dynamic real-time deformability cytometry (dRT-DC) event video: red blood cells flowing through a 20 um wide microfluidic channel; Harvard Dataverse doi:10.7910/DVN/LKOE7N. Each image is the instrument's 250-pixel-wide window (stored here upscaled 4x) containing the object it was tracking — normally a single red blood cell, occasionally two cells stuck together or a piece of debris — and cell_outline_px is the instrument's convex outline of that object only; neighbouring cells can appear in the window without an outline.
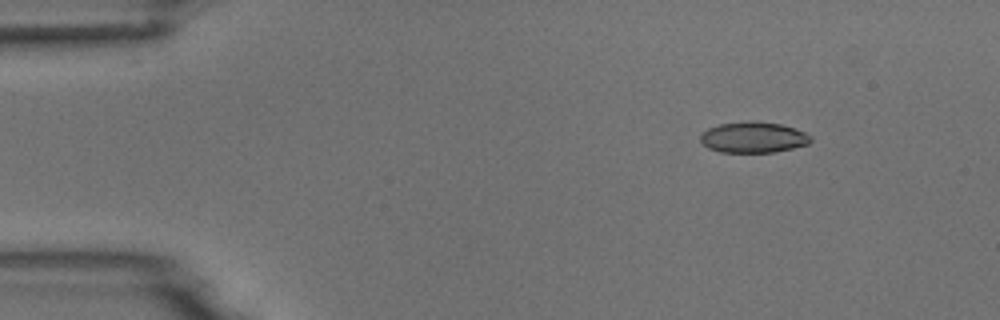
{"species": "common noctule bat (a hibernating species)", "species_latin": "Nyctalus noctula", "temperature_condition": "room temperature", "stored_images_in_passage": 5, "camera_frame_rate_fps": 3000, "um_per_image_px": 0.085, "animal": {"sex": "male", "body_mass_g": 18.8}, "frame": {"image": 1, "passage_image": 1, "time_ms": 0.0, "image_size_px": [1000, 320], "cell_outline_px": [[812, 140], [808, 144], [776, 152], [720, 152], [708, 148], [700, 140], [700, 136], [708, 128], [720, 124], [752, 120], [780, 124], [796, 128], [812, 136]], "centroid_in_image_um": [64.05, 11.67], "position_along_channel_um": 20.9, "area_um2": 19.88}}
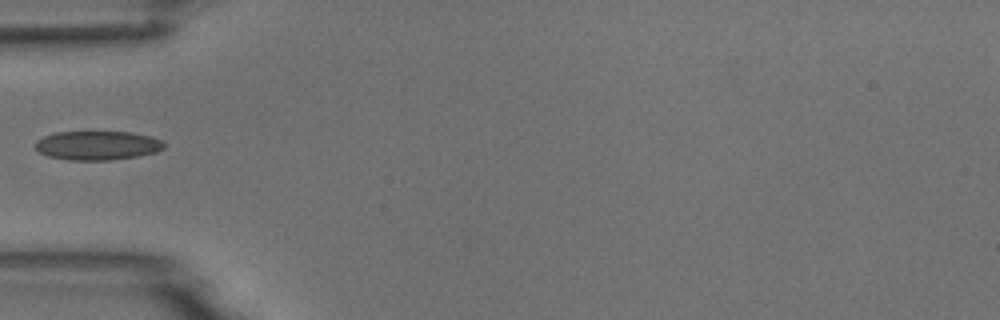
{"frame": {"image": 2, "passage_image": 4, "time_ms": 3.667, "image_size_px": [1000, 320], "cell_outline_px": [[164, 148], [156, 152], [140, 156], [108, 160], [68, 160], [48, 156], [40, 152], [36, 148], [36, 140], [44, 136], [56, 132], [132, 132], [152, 136], [164, 140]], "centroid_in_image_um": [8.32, 12.36], "position_along_channel_um": 76.7, "area_um2": 21.91}}